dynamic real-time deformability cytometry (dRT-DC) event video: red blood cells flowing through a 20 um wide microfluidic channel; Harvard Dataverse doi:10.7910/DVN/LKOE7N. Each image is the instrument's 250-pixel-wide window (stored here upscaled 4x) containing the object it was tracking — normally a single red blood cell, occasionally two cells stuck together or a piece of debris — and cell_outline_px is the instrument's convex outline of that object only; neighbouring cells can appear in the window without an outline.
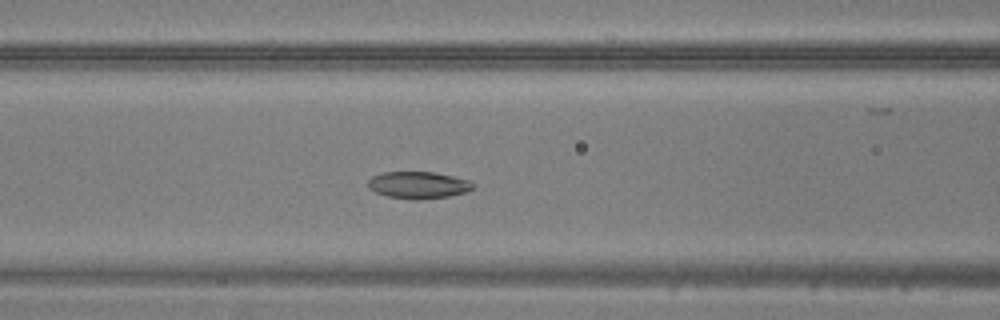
{"species": "common noctule bat (a hibernating species)", "species_latin": "Nyctalus noctula", "temperature_condition": "warm", "stored_images_in_passage": 49, "camera_frame_rate_fps": 3000, "um_per_image_px": 0.085, "animal": {"sex": "male", "body_mass_g": 20.5, "forearm_length_mm": 52.5}, "frame": {"image": 1, "passage_image": 19, "time_ms": 6.0, "image_size_px": [1000, 320], "cell_outline_px": [[472, 188], [464, 192], [448, 196], [416, 200], [388, 196], [376, 192], [368, 188], [368, 180], [372, 176], [380, 172], [432, 172], [452, 176], [468, 180], [472, 184]], "centroid_in_image_um": [35.49, 15.72], "position_along_channel_um": 131.1, "area_um2": 16.24}}
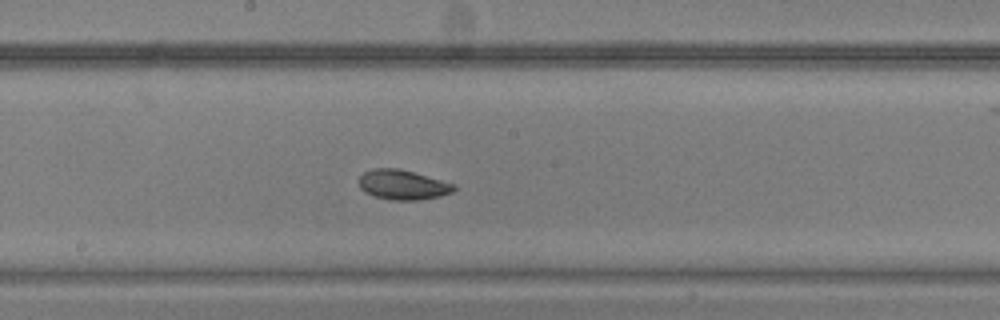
{"frame": {"image": 2, "passage_image": 25, "time_ms": 8.0, "image_size_px": [1000, 320], "cell_outline_px": [[456, 188], [452, 192], [440, 196], [420, 200], [388, 200], [364, 192], [360, 188], [360, 176], [364, 172], [372, 168], [400, 168], [456, 184]], "centroid_in_image_um": [34.25, 15.7], "position_along_channel_um": 214.0, "area_um2": 16.59}}
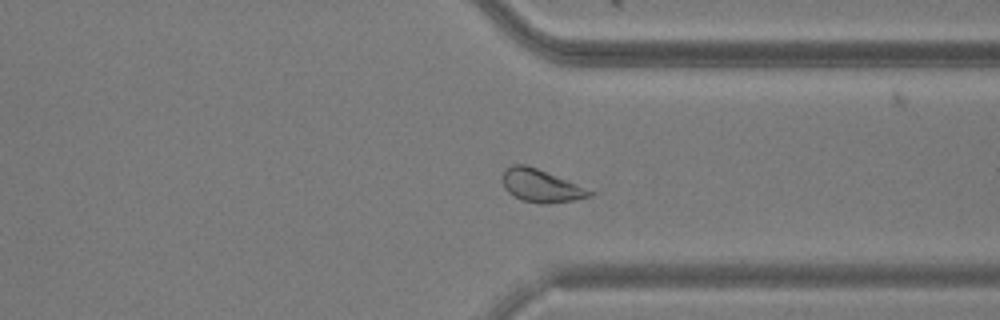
{"frame": {"image": 3, "passage_image": 36, "time_ms": 11.667, "image_size_px": [1000, 320], "cell_outline_px": [[592, 196], [572, 200], [544, 204], [524, 200], [508, 192], [504, 188], [504, 168], [512, 164], [524, 164], [536, 168], [568, 180], [592, 192]], "centroid_in_image_um": [45.95, 15.77], "position_along_channel_um": 365.4, "area_um2": 16.13}}